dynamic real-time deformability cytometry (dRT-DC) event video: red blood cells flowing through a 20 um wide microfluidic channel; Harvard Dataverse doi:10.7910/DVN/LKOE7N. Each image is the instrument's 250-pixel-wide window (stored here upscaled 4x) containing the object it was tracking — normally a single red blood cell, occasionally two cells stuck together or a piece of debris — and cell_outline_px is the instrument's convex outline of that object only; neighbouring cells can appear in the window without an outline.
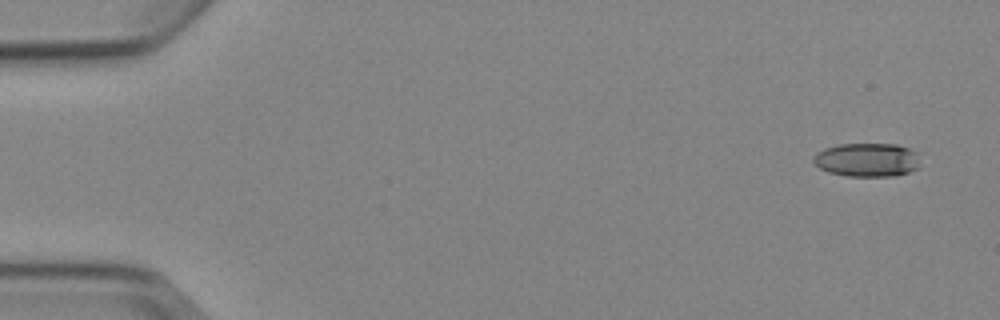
{"species": "Egyptian fruit bat (a non-hibernating species)", "species_latin": "Rousettus aegyptiacus", "temperature_condition": "cold", "stored_images_in_passage": 8, "camera_frame_rate_fps": 3000, "um_per_image_px": 0.085, "animal": {"sex": "female"}, "frame": {"image": 1, "passage_image": 1, "time_ms": 0.0, "image_size_px": [1000, 320], "cell_outline_px": [[916, 168], [908, 172], [896, 176], [848, 176], [828, 172], [820, 168], [812, 160], [812, 156], [816, 152], [824, 148], [840, 144], [896, 144], [908, 148], [916, 152]], "centroid_in_image_um": [73.63, 13.58], "position_along_channel_um": 11.4, "area_um2": 20.81}}
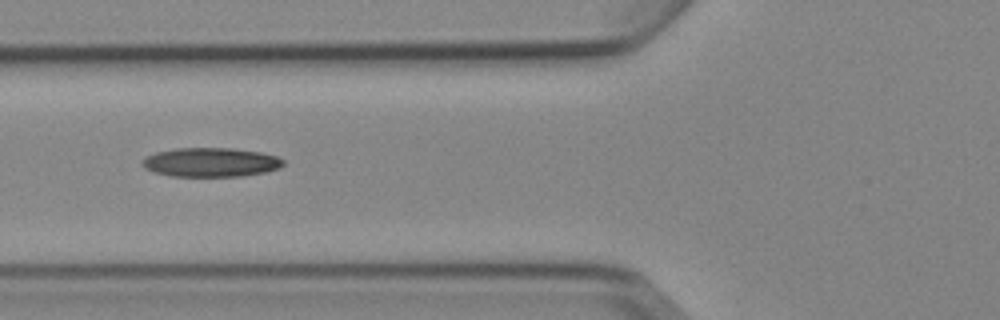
{"frame": {"image": 2, "passage_image": 6, "time_ms": 6.0, "image_size_px": [1000, 320], "cell_outline_px": [[284, 164], [280, 168], [264, 172], [244, 176], [172, 176], [156, 172], [144, 168], [140, 164], [144, 156], [156, 152], [176, 148], [232, 148], [260, 152], [276, 156], [284, 160]], "centroid_in_image_um": [17.9, 13.79], "position_along_channel_um": 107.9, "area_um2": 23.99}}
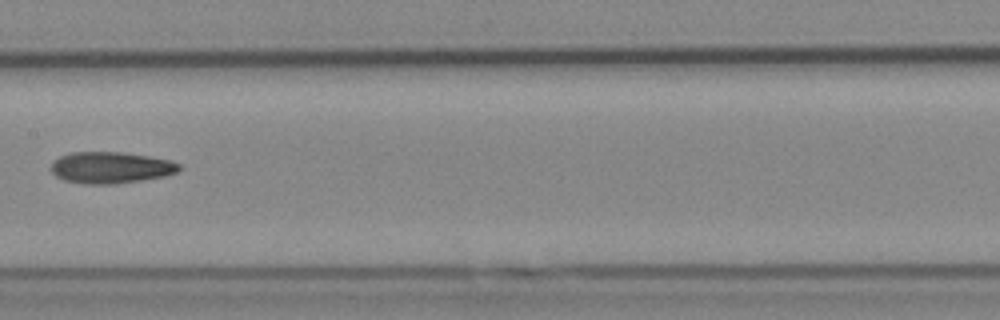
{"frame": {"image": 3, "passage_image": 8, "time_ms": 8.333, "image_size_px": [1000, 320], "cell_outline_px": [[180, 168], [176, 172], [164, 176], [116, 184], [84, 184], [64, 180], [56, 176], [52, 172], [52, 164], [60, 156], [72, 152], [124, 152], [172, 160], [180, 164]], "centroid_in_image_um": [9.43, 14.24], "position_along_channel_um": 198.0, "area_um2": 23.41}}